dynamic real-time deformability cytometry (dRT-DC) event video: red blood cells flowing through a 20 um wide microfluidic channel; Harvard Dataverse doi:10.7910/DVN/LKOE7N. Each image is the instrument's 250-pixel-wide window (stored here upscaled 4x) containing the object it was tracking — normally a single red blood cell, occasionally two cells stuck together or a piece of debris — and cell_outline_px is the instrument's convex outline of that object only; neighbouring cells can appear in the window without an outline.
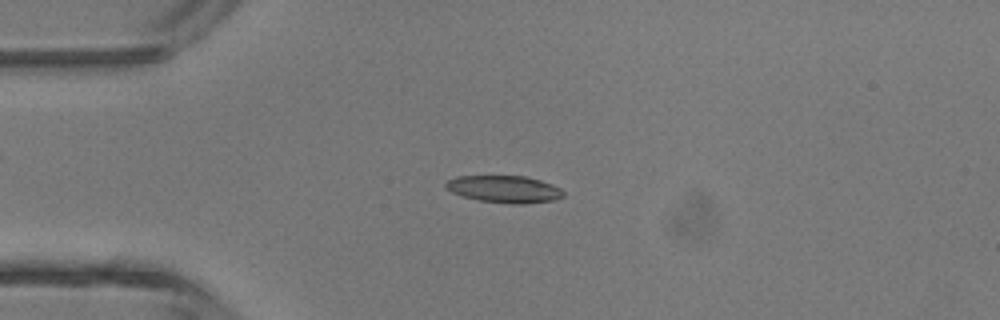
{"species": "common noctule bat (a hibernating species)", "species_latin": "Nyctalus noctula", "temperature_condition": "room temperature", "stored_images_in_passage": 4, "camera_frame_rate_fps": 3000, "um_per_image_px": 0.085, "animal": {"sex": "male", "body_mass_g": 13.3}, "frame": {"image": 1, "passage_image": 2, "time_ms": 0.333, "image_size_px": [1000, 320], "cell_outline_px": [[564, 196], [552, 200], [524, 204], [512, 204], [480, 200], [464, 196], [452, 192], [444, 184], [448, 180], [456, 176], [524, 176], [540, 180], [552, 184], [560, 188], [564, 192]], "centroid_in_image_um": [42.89, 16.07], "position_along_channel_um": 42.1, "area_um2": 18.38}}
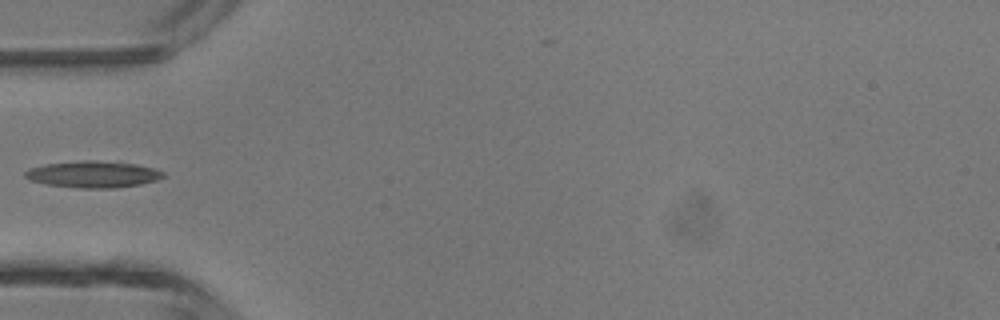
{"frame": {"image": 2, "passage_image": 3, "time_ms": 0.667, "image_size_px": [1000, 320], "cell_outline_px": [[164, 176], [156, 180], [140, 184], [116, 188], [80, 188], [48, 184], [28, 180], [24, 176], [24, 172], [32, 168], [48, 164], [84, 160], [96, 160], [136, 164], [152, 168], [164, 172]], "centroid_in_image_um": [7.92, 14.82], "position_along_channel_um": 77.1, "area_um2": 21.15}}